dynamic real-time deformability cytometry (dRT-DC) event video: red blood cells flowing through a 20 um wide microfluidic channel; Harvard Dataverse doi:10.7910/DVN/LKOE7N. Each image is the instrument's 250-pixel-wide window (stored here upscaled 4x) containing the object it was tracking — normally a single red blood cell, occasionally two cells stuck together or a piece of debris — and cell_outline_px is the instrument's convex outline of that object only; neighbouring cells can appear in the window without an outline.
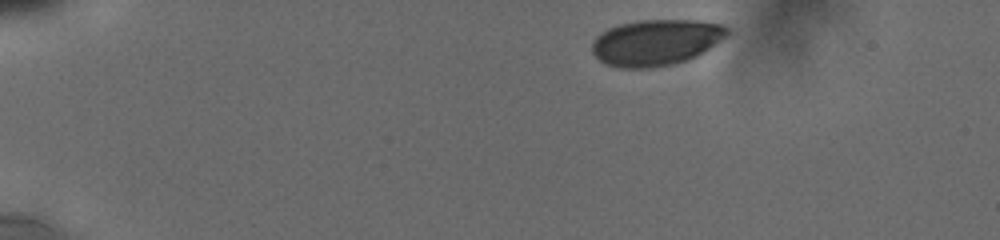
{"species": "human", "species_latin": "Homo sapiens", "temperature_condition": "cold", "stored_images_in_passage": 9, "camera_frame_rate_fps": 3000, "um_per_image_px": 0.085, "donor": {"sex": "male"}, "frame": {"image": 1, "passage_image": 1, "time_ms": 0.0, "image_size_px": [1000, 240], "cell_outline_px": [[732, 32], [728, 36], [704, 52], [688, 60], [672, 64], [652, 68], [620, 68], [608, 64], [600, 60], [592, 52], [592, 44], [596, 36], [608, 28], [620, 24], [640, 20], [696, 20], [720, 24], [728, 28]], "centroid_in_image_um": [55.79, 3.6], "position_along_channel_um": 29.2, "area_um2": 36.41}}
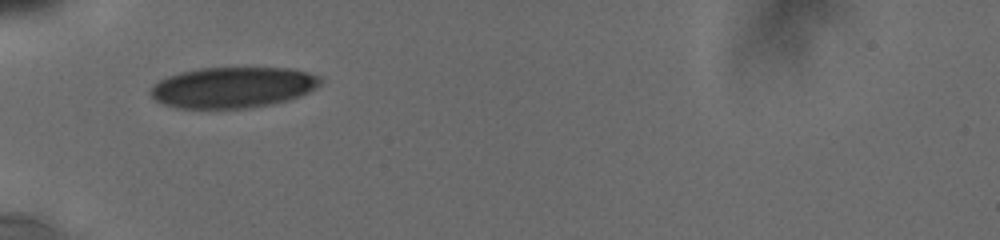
{"frame": {"image": 2, "passage_image": 7, "time_ms": 3.333, "image_size_px": [1000, 240], "cell_outline_px": [[320, 84], [316, 88], [300, 96], [288, 100], [272, 104], [248, 108], [176, 108], [164, 104], [156, 100], [148, 92], [152, 84], [168, 76], [180, 72], [200, 68], [288, 68], [308, 72], [320, 76]], "centroid_in_image_um": [19.77, 7.43], "position_along_channel_um": 65.2, "area_um2": 40.52}}